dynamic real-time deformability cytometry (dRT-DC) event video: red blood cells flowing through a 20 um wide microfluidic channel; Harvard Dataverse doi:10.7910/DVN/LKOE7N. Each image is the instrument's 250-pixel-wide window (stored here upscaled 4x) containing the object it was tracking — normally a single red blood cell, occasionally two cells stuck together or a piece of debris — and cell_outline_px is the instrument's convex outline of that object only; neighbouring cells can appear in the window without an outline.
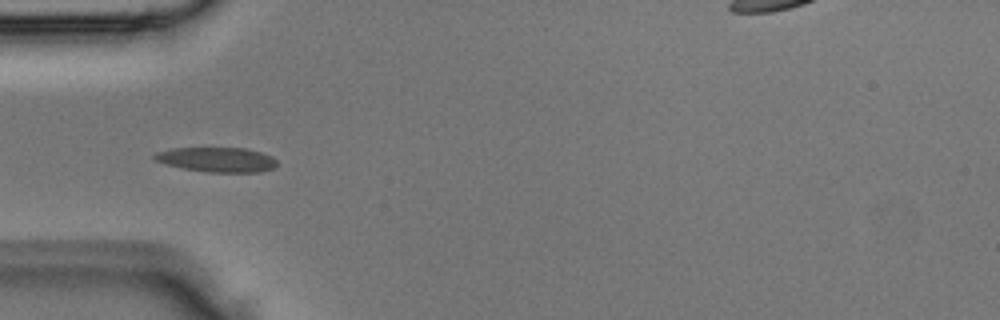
{"species": "Egyptian fruit bat (a non-hibernating species)", "species_latin": "Rousettus aegyptiacus", "temperature_condition": "room temperature", "stored_images_in_passage": 3, "camera_frame_rate_fps": 3000, "um_per_image_px": 0.085, "animal": {"sex": "male"}, "frame": {"image": 1, "passage_image": 3, "time_ms": 0.667, "image_size_px": [1000, 320], "cell_outline_px": [[276, 164], [272, 168], [260, 172], [208, 172], [184, 168], [168, 164], [156, 160], [152, 156], [156, 152], [172, 148], [244, 148], [260, 152], [272, 156], [276, 160]], "centroid_in_image_um": [18.45, 13.56], "position_along_channel_um": 66.6, "area_um2": 17.4}}